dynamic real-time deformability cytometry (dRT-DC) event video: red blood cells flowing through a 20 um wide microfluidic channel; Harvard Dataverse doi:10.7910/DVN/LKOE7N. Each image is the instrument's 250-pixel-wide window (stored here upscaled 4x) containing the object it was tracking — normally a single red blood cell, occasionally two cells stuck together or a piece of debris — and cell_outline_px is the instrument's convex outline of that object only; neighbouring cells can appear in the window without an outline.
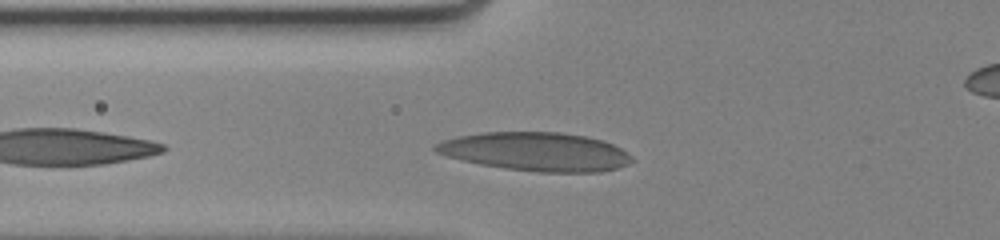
{"species": "human", "species_latin": "Homo sapiens", "temperature_condition": "cold", "stored_images_in_passage": 35, "camera_frame_rate_fps": 3000, "um_per_image_px": 0.085, "donor": {"sex": "female"}, "frame": {"image": 1, "passage_image": 4, "time_ms": 1.0, "image_size_px": [1000, 240], "cell_outline_px": [[636, 160], [628, 164], [616, 168], [600, 172], [540, 172], [504, 168], [480, 164], [448, 156], [436, 152], [432, 148], [436, 144], [444, 140], [456, 136], [480, 132], [560, 132], [584, 136], [604, 140], [620, 148], [632, 156]], "centroid_in_image_um": [45.57, 12.88], "position_along_channel_um": 80.2, "area_um2": 44.16}}
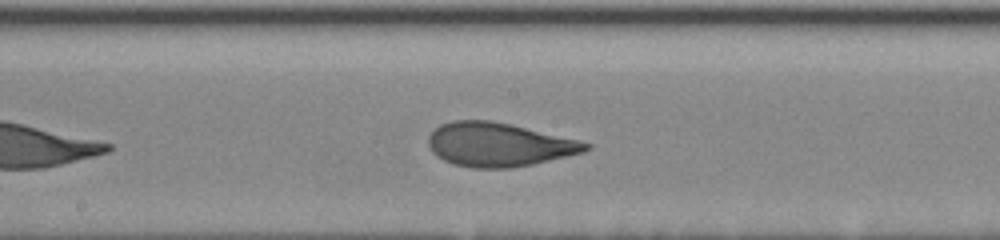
{"frame": {"image": 2, "passage_image": 15, "time_ms": 4.667, "image_size_px": [1000, 240], "cell_outline_px": [[592, 148], [584, 152], [532, 164], [512, 168], [472, 168], [456, 164], [444, 160], [436, 156], [432, 152], [428, 144], [428, 136], [440, 124], [452, 120], [492, 120], [512, 124], [580, 140], [592, 144]], "centroid_in_image_um": [42.41, 12.28], "position_along_channel_um": 205.8, "area_um2": 40.34}}
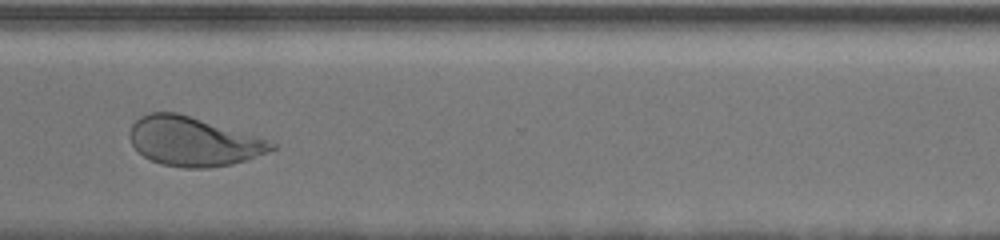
{"frame": {"image": 3, "passage_image": 28, "time_ms": 9.0, "image_size_px": [1000, 240], "cell_outline_px": [[280, 144], [276, 148], [268, 152], [248, 160], [232, 164], [208, 168], [184, 168], [160, 164], [144, 156], [132, 144], [128, 136], [128, 132], [132, 124], [140, 116], [148, 112], [176, 112], [268, 140]], "centroid_in_image_um": [16.42, 12.04], "position_along_channel_um": 354.2, "area_um2": 40.46}, "authors_computed_cell_mechanics": {"area_um2": 40.2288, "velocity_mm_per_s": 3.4349, "shape_relaxation_time_tau1_ms": 4.405, "shape_relaxation_time_tau2_ms": 0.9915, "deformation_change_tau1": 0.1916, "deformation_change_tau2": 0.0741}}